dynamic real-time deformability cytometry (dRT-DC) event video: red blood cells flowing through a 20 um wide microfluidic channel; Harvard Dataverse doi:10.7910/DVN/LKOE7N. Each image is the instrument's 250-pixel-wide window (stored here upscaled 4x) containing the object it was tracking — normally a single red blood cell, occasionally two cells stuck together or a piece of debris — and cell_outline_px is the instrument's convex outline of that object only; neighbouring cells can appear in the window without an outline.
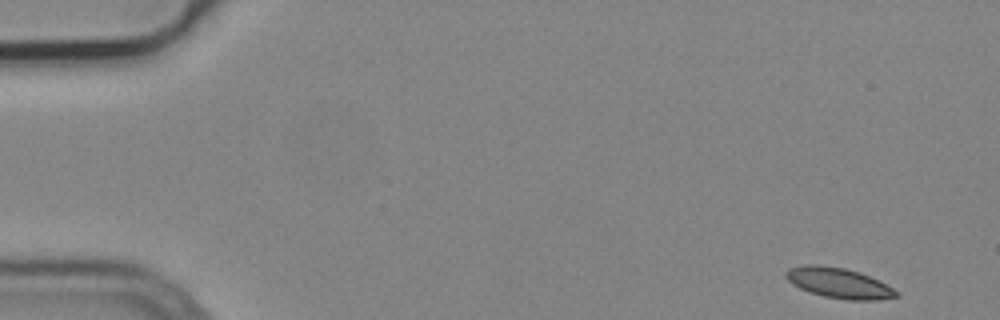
{"species": "common noctule bat (a hibernating species)", "species_latin": "Nyctalus noctula", "temperature_condition": "cold", "stored_images_in_passage": 15, "camera_frame_rate_fps": 3000, "um_per_image_px": 0.085, "animal": {"sex": "male", "body_mass_g": 19.2, "forearm_length_mm": 51.8}, "frame": {"image": 1, "passage_image": 1, "time_ms": 0.0, "image_size_px": [1000, 320], "cell_outline_px": [[900, 296], [876, 300], [848, 300], [824, 296], [800, 288], [792, 284], [784, 276], [784, 272], [788, 268], [804, 264], [816, 264], [844, 268], [860, 272], [900, 292]], "centroid_in_image_um": [71.26, 24.04], "position_along_channel_um": 13.7, "area_um2": 19.42}}
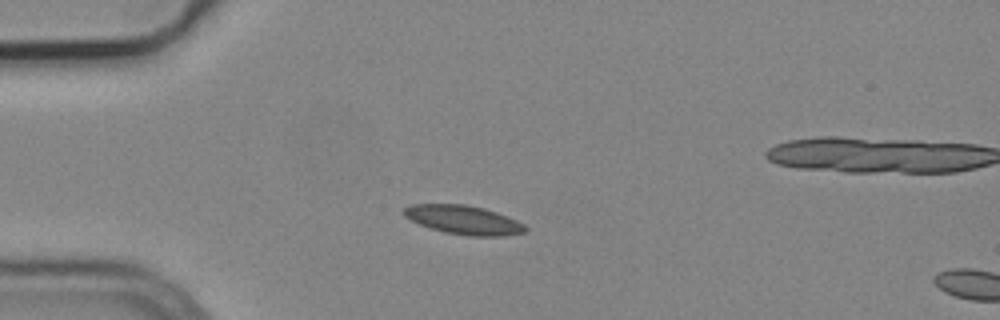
{"frame": {"image": 2, "passage_image": 12, "time_ms": 3.667, "image_size_px": [1000, 320], "cell_outline_px": [[528, 228], [524, 232], [504, 236], [468, 236], [444, 232], [420, 224], [404, 216], [400, 212], [408, 204], [464, 204], [484, 208], [508, 216], [524, 224]], "centroid_in_image_um": [39.39, 18.68], "position_along_channel_um": 45.6, "area_um2": 20.52}}